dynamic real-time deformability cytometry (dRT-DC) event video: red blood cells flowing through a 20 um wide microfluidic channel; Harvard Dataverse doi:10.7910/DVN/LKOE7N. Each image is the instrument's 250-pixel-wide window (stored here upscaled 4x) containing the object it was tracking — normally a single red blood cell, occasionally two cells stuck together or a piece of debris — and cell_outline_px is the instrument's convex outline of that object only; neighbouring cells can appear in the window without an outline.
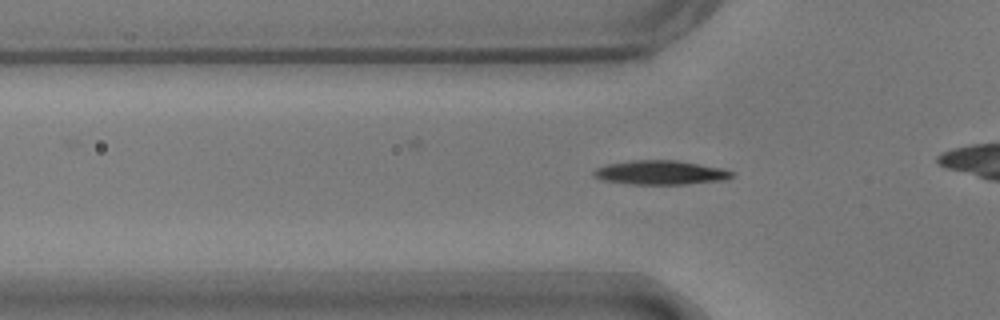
{"species": "common noctule bat (a hibernating species)", "species_latin": "Nyctalus noctula", "temperature_condition": "warm", "stored_images_in_passage": 32, "camera_frame_rate_fps": 3000, "um_per_image_px": 0.085, "animal": {"sex": "male", "body_mass_g": 17.9}, "frame": {"image": 1, "passage_image": 5, "time_ms": 1.333, "image_size_px": [1000, 320], "cell_outline_px": [[736, 176], [724, 180], [684, 184], [632, 184], [604, 180], [596, 176], [592, 172], [596, 168], [608, 164], [632, 160], [676, 160], [724, 168], [736, 172]], "centroid_in_image_um": [56.23, 14.66], "position_along_channel_um": 69.6, "area_um2": 19.42}}
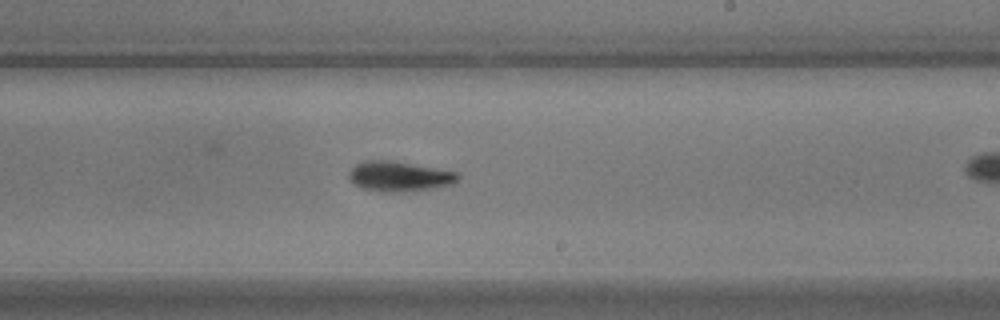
{"frame": {"image": 2, "passage_image": 20, "time_ms": 6.333, "image_size_px": [1000, 320], "cell_outline_px": [[460, 176], [452, 184], [428, 188], [392, 192], [360, 188], [352, 184], [348, 180], [348, 172], [356, 164], [368, 160], [392, 160], [460, 172]], "centroid_in_image_um": [33.89, 14.96], "position_along_channel_um": 255.1, "area_um2": 18.96}}
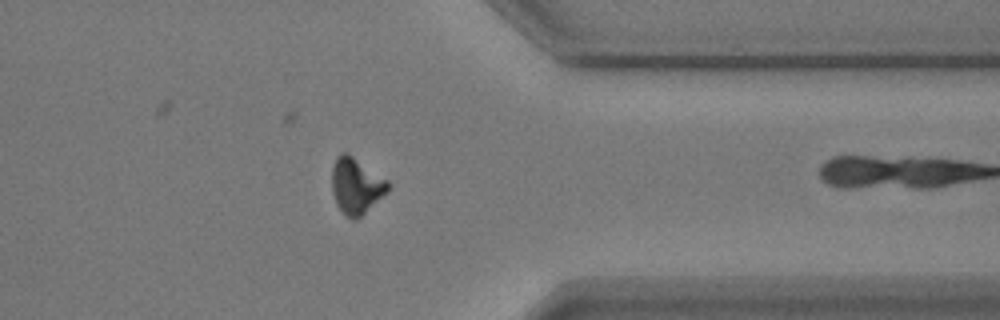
{"frame": {"image": 3, "passage_image": 31, "time_ms": 10.0, "image_size_px": [1000, 320], "cell_outline_px": [[388, 192], [356, 220], [352, 220], [344, 216], [336, 204], [332, 192], [332, 168], [336, 156], [340, 152], [348, 152], [388, 180]], "centroid_in_image_um": [30.25, 15.79], "position_along_channel_um": 381.1, "area_um2": 18.55}}